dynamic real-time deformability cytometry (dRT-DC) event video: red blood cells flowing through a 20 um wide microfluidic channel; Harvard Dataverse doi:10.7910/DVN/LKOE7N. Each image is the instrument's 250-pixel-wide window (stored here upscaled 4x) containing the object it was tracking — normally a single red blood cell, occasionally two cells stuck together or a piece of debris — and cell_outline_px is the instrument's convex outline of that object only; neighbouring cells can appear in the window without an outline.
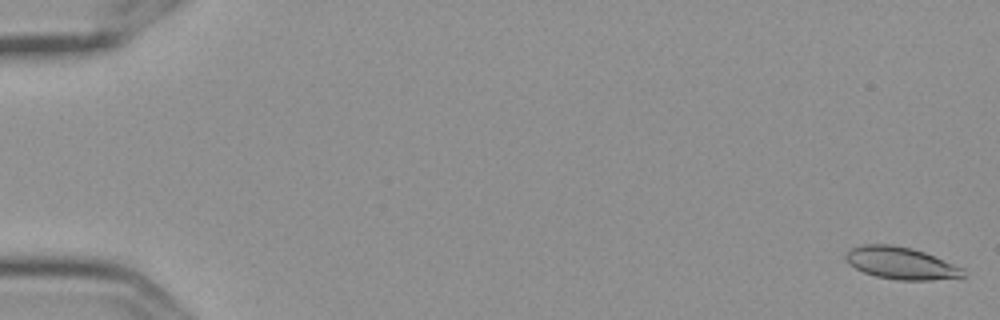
{"species": "Egyptian fruit bat (a non-hibernating species)", "species_latin": "Rousettus aegyptiacus", "temperature_condition": "cold", "stored_images_in_passage": 57, "camera_frame_rate_fps": 3000, "um_per_image_px": 0.085, "frame": {"image": 1, "passage_image": 1, "time_ms": 0.0, "image_size_px": [1000, 320], "cell_outline_px": [[964, 276], [932, 280], [896, 280], [876, 276], [864, 272], [848, 264], [844, 260], [844, 256], [852, 248], [864, 244], [892, 244], [912, 248], [924, 252], [964, 268]], "centroid_in_image_um": [76.55, 22.36], "position_along_channel_um": 8.4, "area_um2": 21.96}}
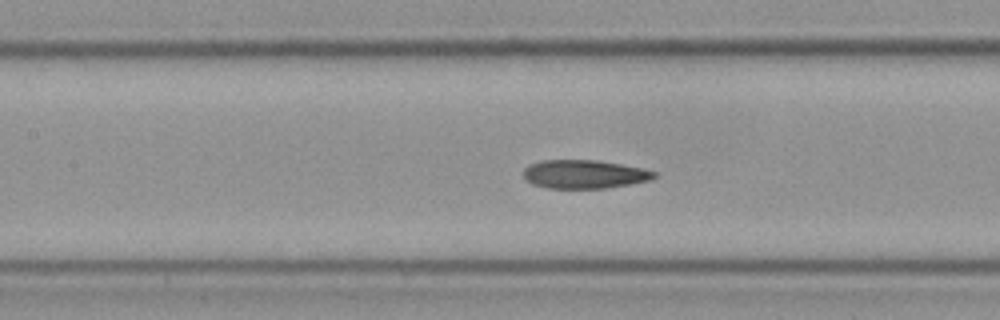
{"frame": {"image": 2, "passage_image": 27, "time_ms": 8.667, "image_size_px": [1000, 320], "cell_outline_px": [[656, 176], [652, 180], [632, 184], [608, 188], [548, 188], [532, 184], [524, 180], [524, 168], [528, 164], [544, 160], [596, 160], [644, 168], [656, 172]], "centroid_in_image_um": [49.67, 14.81], "position_along_channel_um": 157.7, "area_um2": 21.96}}
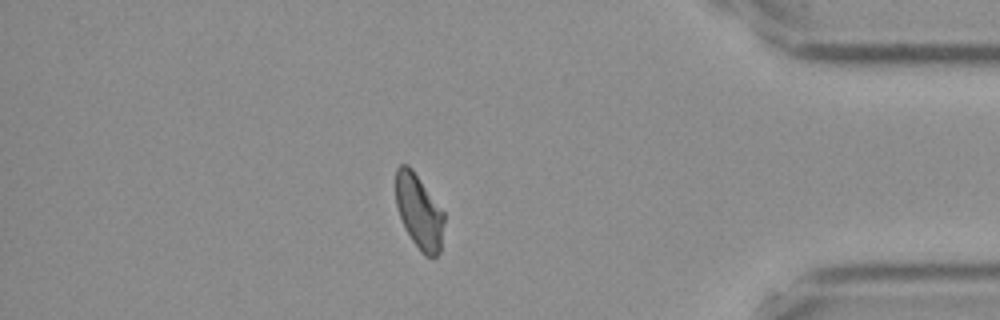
{"frame": {"image": 3, "passage_image": 50, "time_ms": 16.333, "image_size_px": [1000, 320], "cell_outline_px": [[444, 220], [440, 252], [432, 260], [424, 256], [420, 252], [412, 240], [400, 216], [396, 204], [396, 168], [400, 164], [408, 164], [412, 168], [444, 212]], "centroid_in_image_um": [35.63, 18.01], "position_along_channel_um": 399.6, "area_um2": 20.92}, "authors_computed_cell_mechanics": {"area_um2": 22.1374, "velocity_mm_per_s": 3.5696, "shape_relaxation_time_tau1_ms": null, "shape_relaxation_time_tau2_ms": 3.1099, "deformation_change_tau1": null, "deformation_change_tau2": 0.0889}}